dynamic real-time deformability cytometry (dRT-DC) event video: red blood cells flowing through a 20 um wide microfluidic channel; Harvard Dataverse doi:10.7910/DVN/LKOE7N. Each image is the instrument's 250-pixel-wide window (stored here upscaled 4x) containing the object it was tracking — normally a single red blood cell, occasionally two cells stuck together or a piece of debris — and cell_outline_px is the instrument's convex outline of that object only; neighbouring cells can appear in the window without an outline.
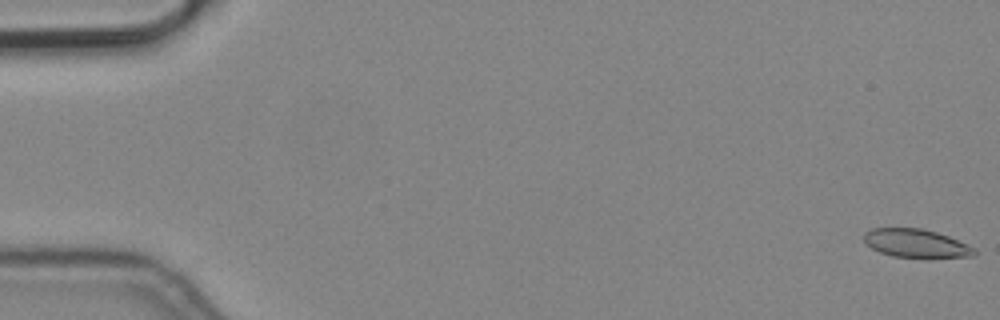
{"species": "common noctule bat (a hibernating species)", "species_latin": "Nyctalus noctula", "temperature_condition": "cold", "stored_images_in_passage": 9, "camera_frame_rate_fps": 3000, "um_per_image_px": 0.085, "animal": {"sex": "male", "body_mass_g": 19.2, "forearm_length_mm": 51.8}, "frame": {"image": 1, "passage_image": 1, "time_ms": 0.0, "image_size_px": [1000, 320], "cell_outline_px": [[976, 252], [972, 256], [928, 260], [892, 256], [880, 252], [872, 248], [864, 240], [864, 232], [872, 228], [924, 228], [948, 236], [976, 248]], "centroid_in_image_um": [77.91, 20.72], "position_along_channel_um": 7.1, "area_um2": 18.9}}
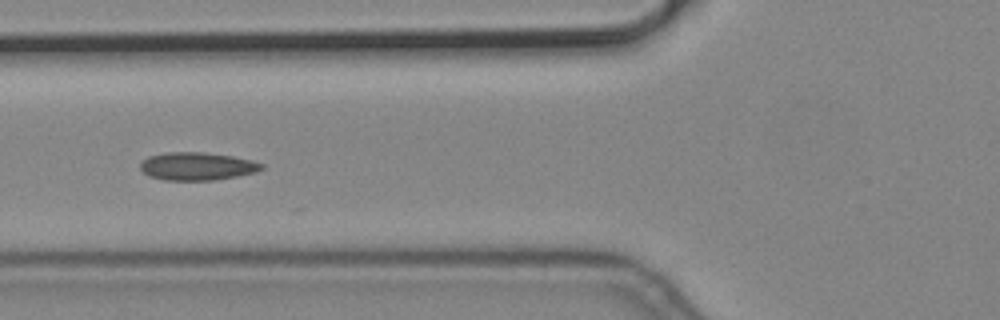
{"frame": {"image": 2, "passage_image": 7, "time_ms": 2.0, "image_size_px": [1000, 320], "cell_outline_px": [[264, 168], [256, 172], [236, 176], [212, 180], [164, 180], [148, 176], [140, 168], [140, 164], [148, 156], [164, 152], [204, 152], [232, 156], [252, 160], [264, 164]], "centroid_in_image_um": [16.75, 14.12], "position_along_channel_um": 109.1, "area_um2": 19.77}}
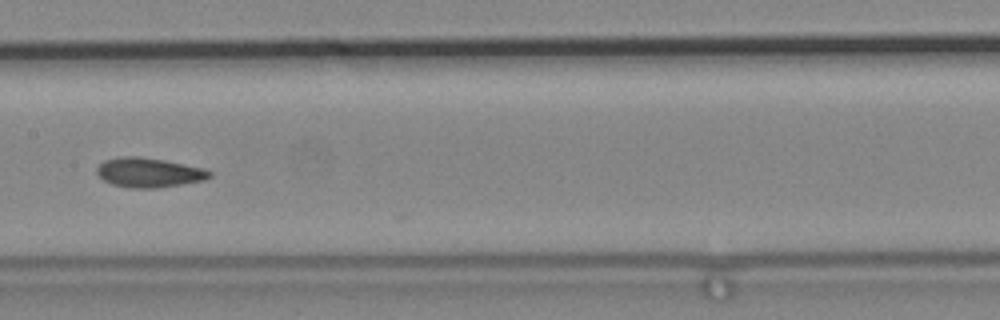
{"frame": {"image": 3, "passage_image": 9, "time_ms": 2.667, "image_size_px": [1000, 320], "cell_outline_px": [[212, 176], [204, 180], [156, 188], [128, 188], [112, 184], [104, 180], [96, 172], [96, 168], [104, 160], [120, 156], [140, 156], [164, 160], [204, 168], [212, 172]], "centroid_in_image_um": [12.64, 14.66], "position_along_channel_um": 194.8, "area_um2": 19.42}}